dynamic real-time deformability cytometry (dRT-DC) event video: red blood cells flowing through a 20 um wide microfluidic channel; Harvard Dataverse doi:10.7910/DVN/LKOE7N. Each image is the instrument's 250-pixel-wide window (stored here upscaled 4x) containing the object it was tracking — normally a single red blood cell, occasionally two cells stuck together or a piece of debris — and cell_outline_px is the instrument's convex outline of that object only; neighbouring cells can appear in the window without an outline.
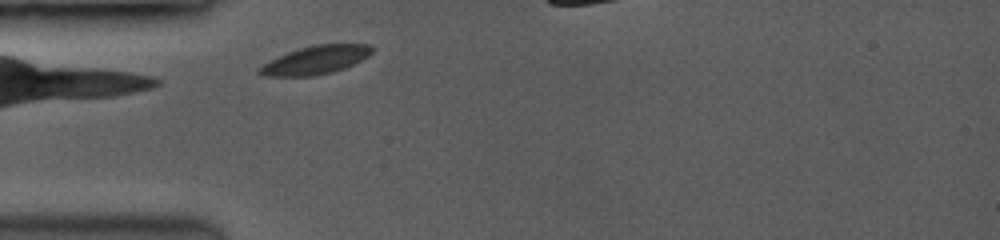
{"species": "common noctule bat (a hibernating species)", "species_latin": "Nyctalus noctula", "temperature_condition": "room temperature", "stored_images_in_passage": 4, "camera_frame_rate_fps": 3500, "um_per_image_px": 0.085, "animal": {"sex": "female", "body_mass_g": 19.0, "forearm_length_mm": 53.3}, "frame": {"image": 1, "passage_image": 2, "time_ms": 0.286, "image_size_px": [1000, 240], "cell_outline_px": [[372, 52], [368, 56], [344, 68], [332, 72], [312, 76], [264, 76], [256, 72], [256, 68], [268, 60], [288, 52], [312, 44], [372, 44]], "centroid_in_image_um": [26.76, 5.1], "position_along_channel_um": 58.2, "area_um2": 18.67}}